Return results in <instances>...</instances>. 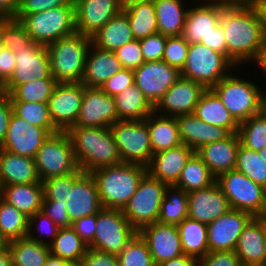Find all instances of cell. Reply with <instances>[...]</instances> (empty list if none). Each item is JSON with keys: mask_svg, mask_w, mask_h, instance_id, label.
Listing matches in <instances>:
<instances>
[{"mask_svg": "<svg viewBox=\"0 0 266 266\" xmlns=\"http://www.w3.org/2000/svg\"><path fill=\"white\" fill-rule=\"evenodd\" d=\"M220 25L227 58L236 66L255 61L266 43L264 21L258 4H234L223 0Z\"/></svg>", "mask_w": 266, "mask_h": 266, "instance_id": "obj_1", "label": "cell"}, {"mask_svg": "<svg viewBox=\"0 0 266 266\" xmlns=\"http://www.w3.org/2000/svg\"><path fill=\"white\" fill-rule=\"evenodd\" d=\"M67 132L82 171L91 173L99 168L122 163L110 128L71 127Z\"/></svg>", "mask_w": 266, "mask_h": 266, "instance_id": "obj_2", "label": "cell"}, {"mask_svg": "<svg viewBox=\"0 0 266 266\" xmlns=\"http://www.w3.org/2000/svg\"><path fill=\"white\" fill-rule=\"evenodd\" d=\"M146 173L147 167L133 163H119L91 172L102 207L123 210Z\"/></svg>", "mask_w": 266, "mask_h": 266, "instance_id": "obj_3", "label": "cell"}, {"mask_svg": "<svg viewBox=\"0 0 266 266\" xmlns=\"http://www.w3.org/2000/svg\"><path fill=\"white\" fill-rule=\"evenodd\" d=\"M232 74L221 79L211 89L218 95L234 119L241 123L266 108V92L243 77Z\"/></svg>", "mask_w": 266, "mask_h": 266, "instance_id": "obj_4", "label": "cell"}, {"mask_svg": "<svg viewBox=\"0 0 266 266\" xmlns=\"http://www.w3.org/2000/svg\"><path fill=\"white\" fill-rule=\"evenodd\" d=\"M91 38L74 33L47 45L51 75L57 83L81 82Z\"/></svg>", "mask_w": 266, "mask_h": 266, "instance_id": "obj_5", "label": "cell"}, {"mask_svg": "<svg viewBox=\"0 0 266 266\" xmlns=\"http://www.w3.org/2000/svg\"><path fill=\"white\" fill-rule=\"evenodd\" d=\"M15 19L24 25L33 42L45 46L77 32L73 1L67 6L40 13L16 15Z\"/></svg>", "mask_w": 266, "mask_h": 266, "instance_id": "obj_6", "label": "cell"}, {"mask_svg": "<svg viewBox=\"0 0 266 266\" xmlns=\"http://www.w3.org/2000/svg\"><path fill=\"white\" fill-rule=\"evenodd\" d=\"M235 67L223 54L201 43H194L189 45L180 76L198 82L206 89H211L229 75L230 70L235 72Z\"/></svg>", "mask_w": 266, "mask_h": 266, "instance_id": "obj_7", "label": "cell"}, {"mask_svg": "<svg viewBox=\"0 0 266 266\" xmlns=\"http://www.w3.org/2000/svg\"><path fill=\"white\" fill-rule=\"evenodd\" d=\"M41 181L74 173L79 169L67 131L50 134L34 157Z\"/></svg>", "mask_w": 266, "mask_h": 266, "instance_id": "obj_8", "label": "cell"}, {"mask_svg": "<svg viewBox=\"0 0 266 266\" xmlns=\"http://www.w3.org/2000/svg\"><path fill=\"white\" fill-rule=\"evenodd\" d=\"M109 128L122 163L149 165L153 150L144 120H119Z\"/></svg>", "mask_w": 266, "mask_h": 266, "instance_id": "obj_9", "label": "cell"}, {"mask_svg": "<svg viewBox=\"0 0 266 266\" xmlns=\"http://www.w3.org/2000/svg\"><path fill=\"white\" fill-rule=\"evenodd\" d=\"M168 185L146 173L139 186L124 207L123 214L139 231L142 227L157 222L161 202Z\"/></svg>", "mask_w": 266, "mask_h": 266, "instance_id": "obj_10", "label": "cell"}, {"mask_svg": "<svg viewBox=\"0 0 266 266\" xmlns=\"http://www.w3.org/2000/svg\"><path fill=\"white\" fill-rule=\"evenodd\" d=\"M137 232L122 210L102 208L96 214V231L88 248L118 255Z\"/></svg>", "mask_w": 266, "mask_h": 266, "instance_id": "obj_11", "label": "cell"}, {"mask_svg": "<svg viewBox=\"0 0 266 266\" xmlns=\"http://www.w3.org/2000/svg\"><path fill=\"white\" fill-rule=\"evenodd\" d=\"M216 182L231 209L249 212L254 217H264L263 186L236 170L220 174Z\"/></svg>", "mask_w": 266, "mask_h": 266, "instance_id": "obj_12", "label": "cell"}, {"mask_svg": "<svg viewBox=\"0 0 266 266\" xmlns=\"http://www.w3.org/2000/svg\"><path fill=\"white\" fill-rule=\"evenodd\" d=\"M83 94L84 85L81 82L56 83L47 104L53 125L59 131H68L75 125Z\"/></svg>", "mask_w": 266, "mask_h": 266, "instance_id": "obj_13", "label": "cell"}, {"mask_svg": "<svg viewBox=\"0 0 266 266\" xmlns=\"http://www.w3.org/2000/svg\"><path fill=\"white\" fill-rule=\"evenodd\" d=\"M15 60L14 71L3 85L5 94H9L16 86L33 79L53 78L48 49L45 45L32 42L23 51L15 53Z\"/></svg>", "mask_w": 266, "mask_h": 266, "instance_id": "obj_14", "label": "cell"}, {"mask_svg": "<svg viewBox=\"0 0 266 266\" xmlns=\"http://www.w3.org/2000/svg\"><path fill=\"white\" fill-rule=\"evenodd\" d=\"M133 71L134 83L153 106L180 77V71L163 60L144 62Z\"/></svg>", "mask_w": 266, "mask_h": 266, "instance_id": "obj_15", "label": "cell"}, {"mask_svg": "<svg viewBox=\"0 0 266 266\" xmlns=\"http://www.w3.org/2000/svg\"><path fill=\"white\" fill-rule=\"evenodd\" d=\"M119 121L114 98L100 87L84 86L82 105L73 127H110Z\"/></svg>", "mask_w": 266, "mask_h": 266, "instance_id": "obj_16", "label": "cell"}, {"mask_svg": "<svg viewBox=\"0 0 266 266\" xmlns=\"http://www.w3.org/2000/svg\"><path fill=\"white\" fill-rule=\"evenodd\" d=\"M205 90L202 84L180 76L154 106V111L170 117L193 114Z\"/></svg>", "mask_w": 266, "mask_h": 266, "instance_id": "obj_17", "label": "cell"}, {"mask_svg": "<svg viewBox=\"0 0 266 266\" xmlns=\"http://www.w3.org/2000/svg\"><path fill=\"white\" fill-rule=\"evenodd\" d=\"M76 31L92 37L114 16L123 11L121 0H73Z\"/></svg>", "mask_w": 266, "mask_h": 266, "instance_id": "obj_18", "label": "cell"}, {"mask_svg": "<svg viewBox=\"0 0 266 266\" xmlns=\"http://www.w3.org/2000/svg\"><path fill=\"white\" fill-rule=\"evenodd\" d=\"M254 216L246 211L230 209L207 225L208 249L213 251H234L239 236Z\"/></svg>", "mask_w": 266, "mask_h": 266, "instance_id": "obj_19", "label": "cell"}, {"mask_svg": "<svg viewBox=\"0 0 266 266\" xmlns=\"http://www.w3.org/2000/svg\"><path fill=\"white\" fill-rule=\"evenodd\" d=\"M49 135L45 128L30 124L13 112L6 138L0 145V149L34 159L38 149Z\"/></svg>", "mask_w": 266, "mask_h": 266, "instance_id": "obj_20", "label": "cell"}, {"mask_svg": "<svg viewBox=\"0 0 266 266\" xmlns=\"http://www.w3.org/2000/svg\"><path fill=\"white\" fill-rule=\"evenodd\" d=\"M199 0L197 5L189 6L182 37L188 44L201 43L220 23L223 0ZM200 3V4H199Z\"/></svg>", "mask_w": 266, "mask_h": 266, "instance_id": "obj_21", "label": "cell"}, {"mask_svg": "<svg viewBox=\"0 0 266 266\" xmlns=\"http://www.w3.org/2000/svg\"><path fill=\"white\" fill-rule=\"evenodd\" d=\"M138 233L147 243L155 266L184 254L177 225L155 222L142 227Z\"/></svg>", "mask_w": 266, "mask_h": 266, "instance_id": "obj_22", "label": "cell"}, {"mask_svg": "<svg viewBox=\"0 0 266 266\" xmlns=\"http://www.w3.org/2000/svg\"><path fill=\"white\" fill-rule=\"evenodd\" d=\"M231 209L218 183L188 193V217L208 225Z\"/></svg>", "mask_w": 266, "mask_h": 266, "instance_id": "obj_23", "label": "cell"}, {"mask_svg": "<svg viewBox=\"0 0 266 266\" xmlns=\"http://www.w3.org/2000/svg\"><path fill=\"white\" fill-rule=\"evenodd\" d=\"M66 211L71 222L84 216L97 214L103 207L98 187L91 173L84 172L70 188Z\"/></svg>", "mask_w": 266, "mask_h": 266, "instance_id": "obj_24", "label": "cell"}, {"mask_svg": "<svg viewBox=\"0 0 266 266\" xmlns=\"http://www.w3.org/2000/svg\"><path fill=\"white\" fill-rule=\"evenodd\" d=\"M195 151L183 143L152 155L147 173L168 186L178 182L181 171Z\"/></svg>", "mask_w": 266, "mask_h": 266, "instance_id": "obj_25", "label": "cell"}, {"mask_svg": "<svg viewBox=\"0 0 266 266\" xmlns=\"http://www.w3.org/2000/svg\"><path fill=\"white\" fill-rule=\"evenodd\" d=\"M175 119L182 143L195 152L202 146L224 140L231 134L227 129L206 123L194 114L179 115Z\"/></svg>", "mask_w": 266, "mask_h": 266, "instance_id": "obj_26", "label": "cell"}, {"mask_svg": "<svg viewBox=\"0 0 266 266\" xmlns=\"http://www.w3.org/2000/svg\"><path fill=\"white\" fill-rule=\"evenodd\" d=\"M234 251L242 265L265 266V217H253L247 223Z\"/></svg>", "mask_w": 266, "mask_h": 266, "instance_id": "obj_27", "label": "cell"}, {"mask_svg": "<svg viewBox=\"0 0 266 266\" xmlns=\"http://www.w3.org/2000/svg\"><path fill=\"white\" fill-rule=\"evenodd\" d=\"M240 143L238 133H231L226 139L204 145L195 153L217 178L224 172L235 170Z\"/></svg>", "mask_w": 266, "mask_h": 266, "instance_id": "obj_28", "label": "cell"}, {"mask_svg": "<svg viewBox=\"0 0 266 266\" xmlns=\"http://www.w3.org/2000/svg\"><path fill=\"white\" fill-rule=\"evenodd\" d=\"M122 69L121 61L114 52L97 48L91 43L81 83L88 87H101L107 79Z\"/></svg>", "mask_w": 266, "mask_h": 266, "instance_id": "obj_29", "label": "cell"}, {"mask_svg": "<svg viewBox=\"0 0 266 266\" xmlns=\"http://www.w3.org/2000/svg\"><path fill=\"white\" fill-rule=\"evenodd\" d=\"M0 180L2 186L42 182L33 158L5 149H0Z\"/></svg>", "mask_w": 266, "mask_h": 266, "instance_id": "obj_30", "label": "cell"}, {"mask_svg": "<svg viewBox=\"0 0 266 266\" xmlns=\"http://www.w3.org/2000/svg\"><path fill=\"white\" fill-rule=\"evenodd\" d=\"M0 197L27 217L42 210L44 188L42 182L2 186Z\"/></svg>", "mask_w": 266, "mask_h": 266, "instance_id": "obj_31", "label": "cell"}, {"mask_svg": "<svg viewBox=\"0 0 266 266\" xmlns=\"http://www.w3.org/2000/svg\"><path fill=\"white\" fill-rule=\"evenodd\" d=\"M193 114L206 123L223 127L230 133H238L239 123L212 89H206L201 95Z\"/></svg>", "mask_w": 266, "mask_h": 266, "instance_id": "obj_32", "label": "cell"}, {"mask_svg": "<svg viewBox=\"0 0 266 266\" xmlns=\"http://www.w3.org/2000/svg\"><path fill=\"white\" fill-rule=\"evenodd\" d=\"M144 121L147 123L153 154L182 144L175 117L150 113Z\"/></svg>", "mask_w": 266, "mask_h": 266, "instance_id": "obj_33", "label": "cell"}, {"mask_svg": "<svg viewBox=\"0 0 266 266\" xmlns=\"http://www.w3.org/2000/svg\"><path fill=\"white\" fill-rule=\"evenodd\" d=\"M185 0H153L158 33L165 36H181L185 24Z\"/></svg>", "mask_w": 266, "mask_h": 266, "instance_id": "obj_34", "label": "cell"}, {"mask_svg": "<svg viewBox=\"0 0 266 266\" xmlns=\"http://www.w3.org/2000/svg\"><path fill=\"white\" fill-rule=\"evenodd\" d=\"M134 40L127 16L121 12L108 21L91 37L97 48L116 51L119 47Z\"/></svg>", "mask_w": 266, "mask_h": 266, "instance_id": "obj_35", "label": "cell"}, {"mask_svg": "<svg viewBox=\"0 0 266 266\" xmlns=\"http://www.w3.org/2000/svg\"><path fill=\"white\" fill-rule=\"evenodd\" d=\"M113 98L119 120H144L154 111V106L135 83Z\"/></svg>", "mask_w": 266, "mask_h": 266, "instance_id": "obj_36", "label": "cell"}, {"mask_svg": "<svg viewBox=\"0 0 266 266\" xmlns=\"http://www.w3.org/2000/svg\"><path fill=\"white\" fill-rule=\"evenodd\" d=\"M122 12L128 18L134 39L140 40L158 32L153 1L126 4Z\"/></svg>", "mask_w": 266, "mask_h": 266, "instance_id": "obj_37", "label": "cell"}, {"mask_svg": "<svg viewBox=\"0 0 266 266\" xmlns=\"http://www.w3.org/2000/svg\"><path fill=\"white\" fill-rule=\"evenodd\" d=\"M177 228L185 255L200 259L209 252L206 224L187 217Z\"/></svg>", "mask_w": 266, "mask_h": 266, "instance_id": "obj_38", "label": "cell"}, {"mask_svg": "<svg viewBox=\"0 0 266 266\" xmlns=\"http://www.w3.org/2000/svg\"><path fill=\"white\" fill-rule=\"evenodd\" d=\"M12 266H44L50 255L47 244L30 240L28 237L10 242Z\"/></svg>", "mask_w": 266, "mask_h": 266, "instance_id": "obj_39", "label": "cell"}, {"mask_svg": "<svg viewBox=\"0 0 266 266\" xmlns=\"http://www.w3.org/2000/svg\"><path fill=\"white\" fill-rule=\"evenodd\" d=\"M48 246L50 254L71 263H80L88 249L71 226L60 228L57 236Z\"/></svg>", "mask_w": 266, "mask_h": 266, "instance_id": "obj_40", "label": "cell"}, {"mask_svg": "<svg viewBox=\"0 0 266 266\" xmlns=\"http://www.w3.org/2000/svg\"><path fill=\"white\" fill-rule=\"evenodd\" d=\"M216 182V177L207 165L194 153L181 171L178 182L174 185L187 193L204 189Z\"/></svg>", "mask_w": 266, "mask_h": 266, "instance_id": "obj_41", "label": "cell"}, {"mask_svg": "<svg viewBox=\"0 0 266 266\" xmlns=\"http://www.w3.org/2000/svg\"><path fill=\"white\" fill-rule=\"evenodd\" d=\"M188 217V193L176 186H168L161 202L158 223L179 225Z\"/></svg>", "mask_w": 266, "mask_h": 266, "instance_id": "obj_42", "label": "cell"}, {"mask_svg": "<svg viewBox=\"0 0 266 266\" xmlns=\"http://www.w3.org/2000/svg\"><path fill=\"white\" fill-rule=\"evenodd\" d=\"M29 217L0 197V230L11 242L28 235Z\"/></svg>", "mask_w": 266, "mask_h": 266, "instance_id": "obj_43", "label": "cell"}, {"mask_svg": "<svg viewBox=\"0 0 266 266\" xmlns=\"http://www.w3.org/2000/svg\"><path fill=\"white\" fill-rule=\"evenodd\" d=\"M238 135L246 148L254 151L263 149L266 145V108L239 123Z\"/></svg>", "mask_w": 266, "mask_h": 266, "instance_id": "obj_44", "label": "cell"}, {"mask_svg": "<svg viewBox=\"0 0 266 266\" xmlns=\"http://www.w3.org/2000/svg\"><path fill=\"white\" fill-rule=\"evenodd\" d=\"M56 83L54 78L33 79L16 86L8 95L11 101L48 103Z\"/></svg>", "mask_w": 266, "mask_h": 266, "instance_id": "obj_45", "label": "cell"}, {"mask_svg": "<svg viewBox=\"0 0 266 266\" xmlns=\"http://www.w3.org/2000/svg\"><path fill=\"white\" fill-rule=\"evenodd\" d=\"M235 170L249 177L254 183L266 185V160L258 151L239 145Z\"/></svg>", "mask_w": 266, "mask_h": 266, "instance_id": "obj_46", "label": "cell"}, {"mask_svg": "<svg viewBox=\"0 0 266 266\" xmlns=\"http://www.w3.org/2000/svg\"><path fill=\"white\" fill-rule=\"evenodd\" d=\"M13 112L28 123L45 128L50 134L59 132L53 125L47 103L11 101Z\"/></svg>", "mask_w": 266, "mask_h": 266, "instance_id": "obj_47", "label": "cell"}, {"mask_svg": "<svg viewBox=\"0 0 266 266\" xmlns=\"http://www.w3.org/2000/svg\"><path fill=\"white\" fill-rule=\"evenodd\" d=\"M0 33L4 46L13 53L23 51L33 42L24 25L15 18H0Z\"/></svg>", "mask_w": 266, "mask_h": 266, "instance_id": "obj_48", "label": "cell"}, {"mask_svg": "<svg viewBox=\"0 0 266 266\" xmlns=\"http://www.w3.org/2000/svg\"><path fill=\"white\" fill-rule=\"evenodd\" d=\"M117 258L119 266H155L147 243L138 232Z\"/></svg>", "mask_w": 266, "mask_h": 266, "instance_id": "obj_49", "label": "cell"}, {"mask_svg": "<svg viewBox=\"0 0 266 266\" xmlns=\"http://www.w3.org/2000/svg\"><path fill=\"white\" fill-rule=\"evenodd\" d=\"M83 173L84 171L79 168L74 173L43 180L44 197L47 200H54L60 203L66 202L70 195V188H73L75 181Z\"/></svg>", "mask_w": 266, "mask_h": 266, "instance_id": "obj_50", "label": "cell"}, {"mask_svg": "<svg viewBox=\"0 0 266 266\" xmlns=\"http://www.w3.org/2000/svg\"><path fill=\"white\" fill-rule=\"evenodd\" d=\"M28 226L29 227L27 237L30 240L47 245H49L54 240L60 229L54 223V221L50 217H48L43 211L36 212L34 215L30 216ZM33 228H36L38 230L37 232H39V236L37 235L36 229L34 230ZM34 231L36 232V234H33L35 233ZM47 237L49 238V240ZM45 238L47 239L45 240Z\"/></svg>", "mask_w": 266, "mask_h": 266, "instance_id": "obj_51", "label": "cell"}, {"mask_svg": "<svg viewBox=\"0 0 266 266\" xmlns=\"http://www.w3.org/2000/svg\"><path fill=\"white\" fill-rule=\"evenodd\" d=\"M189 44L182 36H167L162 60L181 71L188 54Z\"/></svg>", "mask_w": 266, "mask_h": 266, "instance_id": "obj_52", "label": "cell"}, {"mask_svg": "<svg viewBox=\"0 0 266 266\" xmlns=\"http://www.w3.org/2000/svg\"><path fill=\"white\" fill-rule=\"evenodd\" d=\"M166 38L167 36L157 32L139 40L144 62L162 60Z\"/></svg>", "mask_w": 266, "mask_h": 266, "instance_id": "obj_53", "label": "cell"}, {"mask_svg": "<svg viewBox=\"0 0 266 266\" xmlns=\"http://www.w3.org/2000/svg\"><path fill=\"white\" fill-rule=\"evenodd\" d=\"M114 53L121 61L123 68L134 70L144 63L139 40L129 41L119 47Z\"/></svg>", "mask_w": 266, "mask_h": 266, "instance_id": "obj_54", "label": "cell"}, {"mask_svg": "<svg viewBox=\"0 0 266 266\" xmlns=\"http://www.w3.org/2000/svg\"><path fill=\"white\" fill-rule=\"evenodd\" d=\"M132 84H134V71L132 69L123 68L107 79L100 88L106 94L114 97Z\"/></svg>", "mask_w": 266, "mask_h": 266, "instance_id": "obj_55", "label": "cell"}, {"mask_svg": "<svg viewBox=\"0 0 266 266\" xmlns=\"http://www.w3.org/2000/svg\"><path fill=\"white\" fill-rule=\"evenodd\" d=\"M197 266H242L235 251H213L197 259Z\"/></svg>", "mask_w": 266, "mask_h": 266, "instance_id": "obj_56", "label": "cell"}, {"mask_svg": "<svg viewBox=\"0 0 266 266\" xmlns=\"http://www.w3.org/2000/svg\"><path fill=\"white\" fill-rule=\"evenodd\" d=\"M67 203L43 198L42 210L59 228L70 227L72 222L66 211Z\"/></svg>", "mask_w": 266, "mask_h": 266, "instance_id": "obj_57", "label": "cell"}, {"mask_svg": "<svg viewBox=\"0 0 266 266\" xmlns=\"http://www.w3.org/2000/svg\"><path fill=\"white\" fill-rule=\"evenodd\" d=\"M73 0H21L16 15L40 13L49 9L69 5Z\"/></svg>", "mask_w": 266, "mask_h": 266, "instance_id": "obj_58", "label": "cell"}, {"mask_svg": "<svg viewBox=\"0 0 266 266\" xmlns=\"http://www.w3.org/2000/svg\"><path fill=\"white\" fill-rule=\"evenodd\" d=\"M71 227L84 243L89 246L93 242L96 231V214L84 216L73 221Z\"/></svg>", "mask_w": 266, "mask_h": 266, "instance_id": "obj_59", "label": "cell"}, {"mask_svg": "<svg viewBox=\"0 0 266 266\" xmlns=\"http://www.w3.org/2000/svg\"><path fill=\"white\" fill-rule=\"evenodd\" d=\"M81 263L84 266H119L117 255L90 248L87 249Z\"/></svg>", "mask_w": 266, "mask_h": 266, "instance_id": "obj_60", "label": "cell"}, {"mask_svg": "<svg viewBox=\"0 0 266 266\" xmlns=\"http://www.w3.org/2000/svg\"><path fill=\"white\" fill-rule=\"evenodd\" d=\"M13 107L8 94L0 96V145L6 138Z\"/></svg>", "mask_w": 266, "mask_h": 266, "instance_id": "obj_61", "label": "cell"}, {"mask_svg": "<svg viewBox=\"0 0 266 266\" xmlns=\"http://www.w3.org/2000/svg\"><path fill=\"white\" fill-rule=\"evenodd\" d=\"M201 44L217 51L227 57V47L224 37V31L220 23L213 28L206 40H201Z\"/></svg>", "mask_w": 266, "mask_h": 266, "instance_id": "obj_62", "label": "cell"}, {"mask_svg": "<svg viewBox=\"0 0 266 266\" xmlns=\"http://www.w3.org/2000/svg\"><path fill=\"white\" fill-rule=\"evenodd\" d=\"M15 53L6 47L0 51V82L4 85L11 77L15 68Z\"/></svg>", "mask_w": 266, "mask_h": 266, "instance_id": "obj_63", "label": "cell"}, {"mask_svg": "<svg viewBox=\"0 0 266 266\" xmlns=\"http://www.w3.org/2000/svg\"><path fill=\"white\" fill-rule=\"evenodd\" d=\"M21 0H0V18H15Z\"/></svg>", "mask_w": 266, "mask_h": 266, "instance_id": "obj_64", "label": "cell"}, {"mask_svg": "<svg viewBox=\"0 0 266 266\" xmlns=\"http://www.w3.org/2000/svg\"><path fill=\"white\" fill-rule=\"evenodd\" d=\"M157 266H197V259L183 254L179 257L164 261Z\"/></svg>", "mask_w": 266, "mask_h": 266, "instance_id": "obj_65", "label": "cell"}, {"mask_svg": "<svg viewBox=\"0 0 266 266\" xmlns=\"http://www.w3.org/2000/svg\"><path fill=\"white\" fill-rule=\"evenodd\" d=\"M71 265H72L71 262H69L67 260H64V259H61L59 257L53 256L52 254H50L47 257L44 266H71Z\"/></svg>", "mask_w": 266, "mask_h": 266, "instance_id": "obj_66", "label": "cell"}, {"mask_svg": "<svg viewBox=\"0 0 266 266\" xmlns=\"http://www.w3.org/2000/svg\"><path fill=\"white\" fill-rule=\"evenodd\" d=\"M254 64L255 66L257 64V67L259 66L258 68L262 69V73L266 75V43L263 49L257 55Z\"/></svg>", "mask_w": 266, "mask_h": 266, "instance_id": "obj_67", "label": "cell"}, {"mask_svg": "<svg viewBox=\"0 0 266 266\" xmlns=\"http://www.w3.org/2000/svg\"><path fill=\"white\" fill-rule=\"evenodd\" d=\"M0 266H12L10 249L0 251Z\"/></svg>", "mask_w": 266, "mask_h": 266, "instance_id": "obj_68", "label": "cell"}, {"mask_svg": "<svg viewBox=\"0 0 266 266\" xmlns=\"http://www.w3.org/2000/svg\"><path fill=\"white\" fill-rule=\"evenodd\" d=\"M9 246H10V241L7 239V237L0 230V251L8 250Z\"/></svg>", "mask_w": 266, "mask_h": 266, "instance_id": "obj_69", "label": "cell"}, {"mask_svg": "<svg viewBox=\"0 0 266 266\" xmlns=\"http://www.w3.org/2000/svg\"><path fill=\"white\" fill-rule=\"evenodd\" d=\"M262 15H263V21H264V30H265V35H266V0H262L259 4H258Z\"/></svg>", "mask_w": 266, "mask_h": 266, "instance_id": "obj_70", "label": "cell"}, {"mask_svg": "<svg viewBox=\"0 0 266 266\" xmlns=\"http://www.w3.org/2000/svg\"><path fill=\"white\" fill-rule=\"evenodd\" d=\"M234 4H259L262 0H227Z\"/></svg>", "mask_w": 266, "mask_h": 266, "instance_id": "obj_71", "label": "cell"}, {"mask_svg": "<svg viewBox=\"0 0 266 266\" xmlns=\"http://www.w3.org/2000/svg\"><path fill=\"white\" fill-rule=\"evenodd\" d=\"M263 198H264V217H266V185L263 187Z\"/></svg>", "mask_w": 266, "mask_h": 266, "instance_id": "obj_72", "label": "cell"}, {"mask_svg": "<svg viewBox=\"0 0 266 266\" xmlns=\"http://www.w3.org/2000/svg\"><path fill=\"white\" fill-rule=\"evenodd\" d=\"M123 5L133 3V2H143V1H153V0H121Z\"/></svg>", "mask_w": 266, "mask_h": 266, "instance_id": "obj_73", "label": "cell"}, {"mask_svg": "<svg viewBox=\"0 0 266 266\" xmlns=\"http://www.w3.org/2000/svg\"><path fill=\"white\" fill-rule=\"evenodd\" d=\"M258 153L260 156H263L264 159L266 160V145L264 146L263 149L259 150Z\"/></svg>", "mask_w": 266, "mask_h": 266, "instance_id": "obj_74", "label": "cell"}, {"mask_svg": "<svg viewBox=\"0 0 266 266\" xmlns=\"http://www.w3.org/2000/svg\"><path fill=\"white\" fill-rule=\"evenodd\" d=\"M5 48L2 38H1V33H0V51H2Z\"/></svg>", "mask_w": 266, "mask_h": 266, "instance_id": "obj_75", "label": "cell"}, {"mask_svg": "<svg viewBox=\"0 0 266 266\" xmlns=\"http://www.w3.org/2000/svg\"><path fill=\"white\" fill-rule=\"evenodd\" d=\"M265 247H266V217H265ZM265 266H266V254H265Z\"/></svg>", "mask_w": 266, "mask_h": 266, "instance_id": "obj_76", "label": "cell"}, {"mask_svg": "<svg viewBox=\"0 0 266 266\" xmlns=\"http://www.w3.org/2000/svg\"><path fill=\"white\" fill-rule=\"evenodd\" d=\"M4 94V88L3 85L0 82V96Z\"/></svg>", "mask_w": 266, "mask_h": 266, "instance_id": "obj_77", "label": "cell"}, {"mask_svg": "<svg viewBox=\"0 0 266 266\" xmlns=\"http://www.w3.org/2000/svg\"><path fill=\"white\" fill-rule=\"evenodd\" d=\"M71 266H84V265L80 262V263H72Z\"/></svg>", "mask_w": 266, "mask_h": 266, "instance_id": "obj_78", "label": "cell"}]
</instances>
